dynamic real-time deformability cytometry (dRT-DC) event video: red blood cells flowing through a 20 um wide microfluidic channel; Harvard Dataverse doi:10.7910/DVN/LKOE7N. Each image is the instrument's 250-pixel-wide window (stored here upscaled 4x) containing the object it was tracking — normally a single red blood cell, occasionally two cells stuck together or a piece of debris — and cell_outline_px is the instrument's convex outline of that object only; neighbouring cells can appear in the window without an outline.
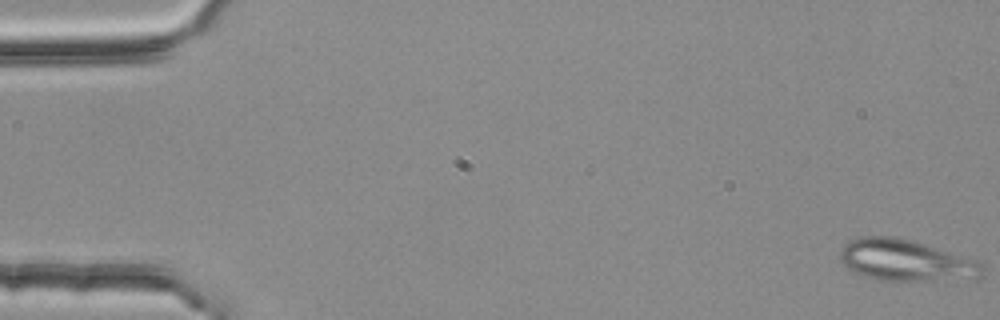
{"species": "common noctule bat (a hibernating species)", "species_latin": "Nyctalus noctula", "temperature_condition": "room temperature", "stored_images_in_passage": 53, "segment_of_instrument_passage": [1, 2], "camera_frame_rate_fps": 3000, "um_per_image_px": 0.085, "animal": {"sex": "female", "body_mass_g": 25.1}, "frame": {"image": 1, "passage_image": 1, "time_ms": 0.0, "image_size_px": [1000, 320], "cell_outline_px": [[984, 268], [980, 276], [928, 280], [876, 280], [864, 276], [848, 268], [840, 260], [840, 252], [844, 244], [848, 240], [860, 236], [896, 236], [912, 240], [976, 260], [984, 264]], "centroid_in_image_um": [76.91, 22.1], "position_along_channel_um": 8.1, "area_um2": 33.87}}